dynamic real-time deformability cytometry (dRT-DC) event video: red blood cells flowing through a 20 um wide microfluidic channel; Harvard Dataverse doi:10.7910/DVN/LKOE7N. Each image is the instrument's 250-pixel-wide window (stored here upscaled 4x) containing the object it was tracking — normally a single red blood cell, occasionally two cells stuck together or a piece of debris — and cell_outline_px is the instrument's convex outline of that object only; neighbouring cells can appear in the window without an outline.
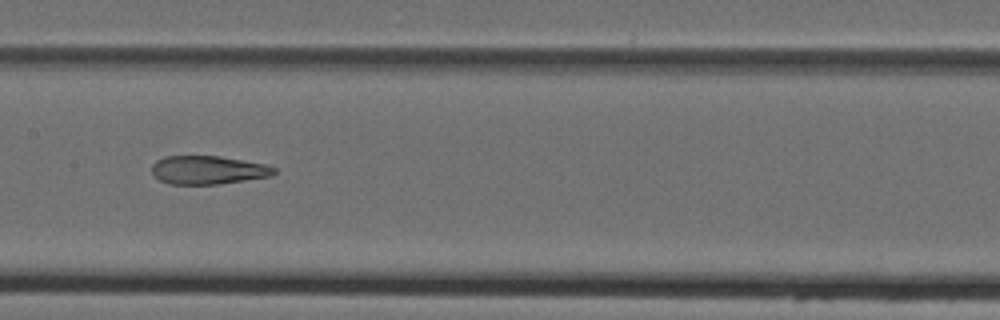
{"species": "Egyptian fruit bat (a non-hibernating species)", "species_latin": "Rousettus aegyptiacus", "temperature_condition": "cold", "stored_images_in_passage": 6, "camera_frame_rate_fps": 3000, "um_per_image_px": 0.085, "animal": {"sex": "female"}, "frame": {"image": 1, "passage_image": 6, "time_ms": 6.667, "image_size_px": [1000, 320], "cell_outline_px": [[276, 172], [272, 176], [220, 184], [168, 184], [160, 180], [152, 172], [152, 164], [156, 160], [164, 156], [220, 156], [264, 164], [276, 168]], "centroid_in_image_um": [17.68, 14.45], "position_along_channel_um": 189.7, "area_um2": 20.29}}